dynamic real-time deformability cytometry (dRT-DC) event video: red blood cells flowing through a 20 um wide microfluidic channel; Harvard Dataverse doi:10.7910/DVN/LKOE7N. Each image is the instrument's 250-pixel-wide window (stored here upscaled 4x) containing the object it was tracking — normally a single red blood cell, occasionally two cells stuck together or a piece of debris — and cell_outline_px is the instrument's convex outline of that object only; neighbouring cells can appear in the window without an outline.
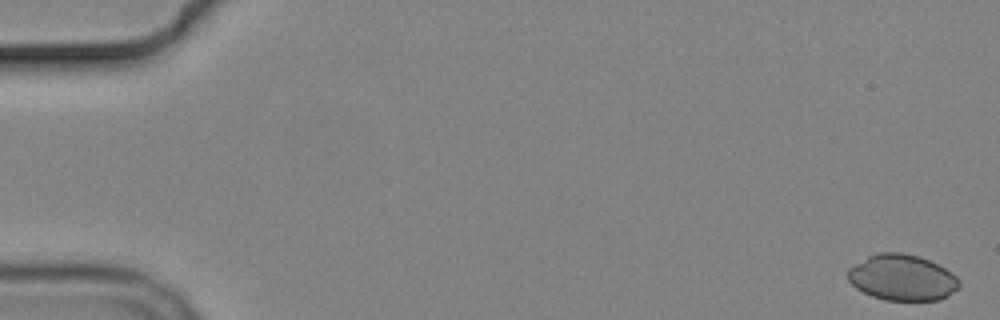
{"species": "common noctule bat (a hibernating species)", "species_latin": "Nyctalus noctula", "temperature_condition": "cold", "stored_images_in_passage": 9, "camera_frame_rate_fps": 3000, "um_per_image_px": 0.085, "animal": {"sex": "male", "body_mass_g": 19.2, "forearm_length_mm": 51.8}, "frame": {"image": 1, "passage_image": 1, "time_ms": 0.0, "image_size_px": [1000, 320], "cell_outline_px": [[960, 288], [940, 300], [884, 300], [872, 296], [856, 288], [848, 280], [848, 268], [868, 256], [876, 252], [900, 252], [920, 256], [952, 272], [960, 280]], "centroid_in_image_um": [76.69, 23.59], "position_along_channel_um": 8.3, "area_um2": 29.94}}